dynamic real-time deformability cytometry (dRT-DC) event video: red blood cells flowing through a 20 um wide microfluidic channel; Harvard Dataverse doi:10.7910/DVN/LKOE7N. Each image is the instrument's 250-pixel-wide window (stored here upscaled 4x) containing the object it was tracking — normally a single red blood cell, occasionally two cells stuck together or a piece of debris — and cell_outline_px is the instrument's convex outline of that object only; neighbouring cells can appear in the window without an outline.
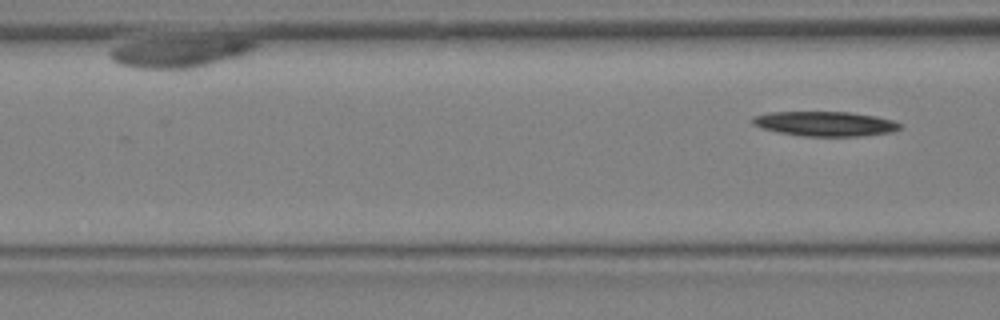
{"species": "Egyptian fruit bat (a non-hibernating species)", "species_latin": "Rousettus aegyptiacus", "temperature_condition": "warm", "stored_images_in_passage": 15, "segment_of_instrument_passage": [2, 2], "camera_frame_rate_fps": 3000, "um_per_image_px": 0.085, "animal": {"sex": "female"}, "frame": {"image": 1, "passage_image": 15, "time_ms": 4.667, "image_size_px": [1000, 320], "cell_outline_px": [[904, 124], [900, 128], [892, 132], [860, 136], [800, 136], [780, 132], [764, 128], [752, 124], [752, 116], [772, 112], [852, 112], [876, 116], [892, 120]], "centroid_in_image_um": [70.17, 10.51], "position_along_channel_um": 96.4, "area_um2": 21.21}}